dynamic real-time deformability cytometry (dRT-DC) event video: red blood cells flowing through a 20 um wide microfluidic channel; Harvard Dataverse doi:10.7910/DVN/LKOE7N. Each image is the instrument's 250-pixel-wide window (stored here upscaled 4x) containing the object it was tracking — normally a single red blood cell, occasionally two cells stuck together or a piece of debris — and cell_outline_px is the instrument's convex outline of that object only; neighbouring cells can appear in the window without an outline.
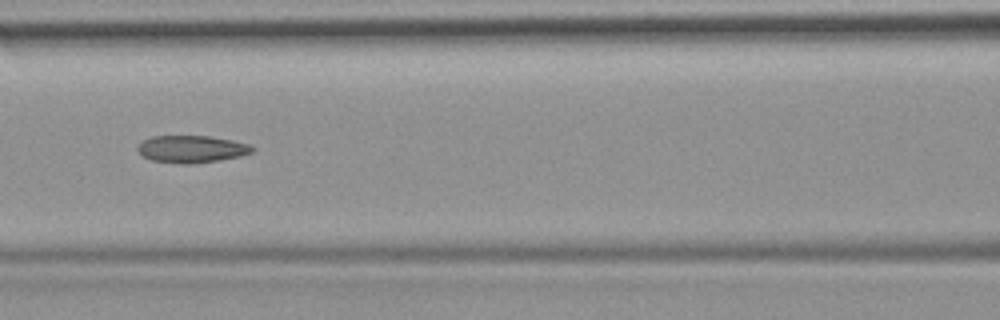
{"species": "common noctule bat (a hibernating species)", "species_latin": "Nyctalus noctula", "temperature_condition": "room temperature", "stored_images_in_passage": 52, "camera_frame_rate_fps": 3000, "um_per_image_px": 0.085, "animal": {"sex": "female", "body_mass_g": 19.9}, "frame": {"image": 1, "passage_image": 23, "time_ms": 7.333, "image_size_px": [1000, 320], "cell_outline_px": [[256, 148], [252, 152], [240, 156], [220, 160], [188, 164], [180, 164], [152, 160], [144, 156], [136, 148], [144, 140], [152, 136], [208, 136], [232, 140], [248, 144]], "centroid_in_image_um": [16.31, 12.67], "position_along_channel_um": 150.3, "area_um2": 18.03}, "authors_computed_cell_mechanics": {"area_um2": 18.3804, "velocity_mm_per_s": 3.8816, "shape_relaxation_time_tau1_ms": null, "shape_relaxation_time_tau2_ms": 3.6577, "deformation_change_tau1": null, "deformation_change_tau2": 0.1232}}